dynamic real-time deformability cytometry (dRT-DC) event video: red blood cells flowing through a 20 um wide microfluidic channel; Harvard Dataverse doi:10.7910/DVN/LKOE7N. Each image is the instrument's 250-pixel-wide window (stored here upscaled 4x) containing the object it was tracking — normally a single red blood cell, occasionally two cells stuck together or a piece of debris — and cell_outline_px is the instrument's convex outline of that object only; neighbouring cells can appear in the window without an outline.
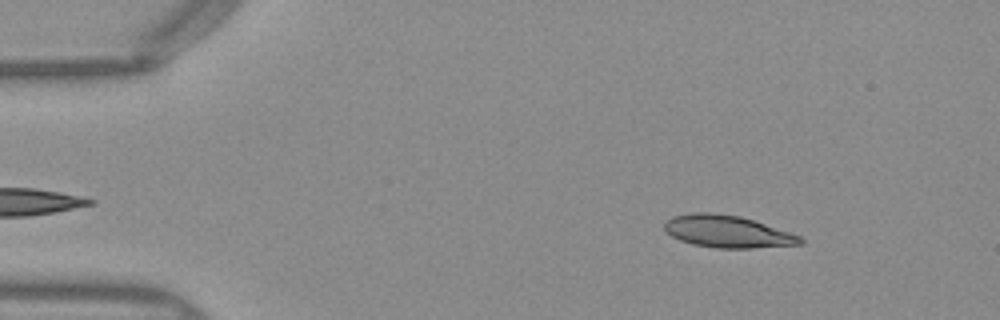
{"species": "Egyptian fruit bat (a non-hibernating species)", "species_latin": "Rousettus aegyptiacus", "temperature_condition": "warm", "stored_images_in_passage": 49, "camera_frame_rate_fps": 3000, "um_per_image_px": 0.085, "frame": {"image": 1, "passage_image": 6, "time_ms": 1.667, "image_size_px": [1000, 320], "cell_outline_px": [[804, 244], [752, 248], [716, 248], [692, 244], [680, 240], [672, 236], [664, 228], [664, 224], [672, 216], [692, 212], [712, 212], [740, 216], [800, 236], [804, 240]], "centroid_in_image_um": [61.81, 19.68], "position_along_channel_um": 23.2, "area_um2": 25.32}}
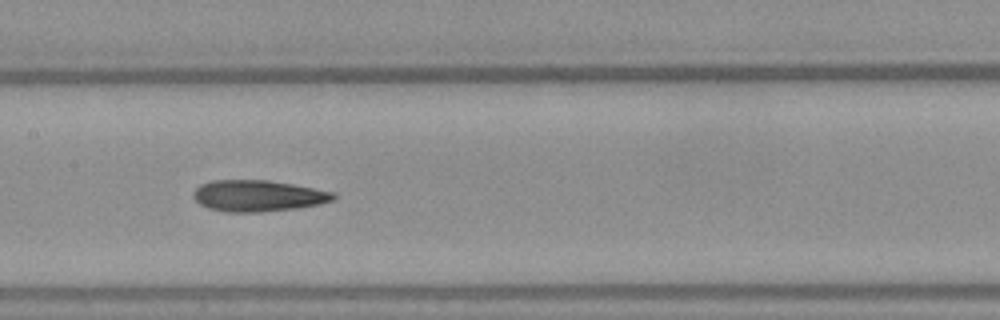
{"frame": {"image": 2, "passage_image": 24, "time_ms": 7.667, "image_size_px": [1000, 320], "cell_outline_px": [[336, 196], [332, 200], [320, 204], [296, 208], [260, 212], [224, 212], [208, 208], [200, 204], [192, 196], [192, 192], [200, 184], [212, 180], [268, 180], [292, 184], [336, 192]], "centroid_in_image_um": [21.91, 16.64], "position_along_channel_um": 185.5, "area_um2": 25.66}}
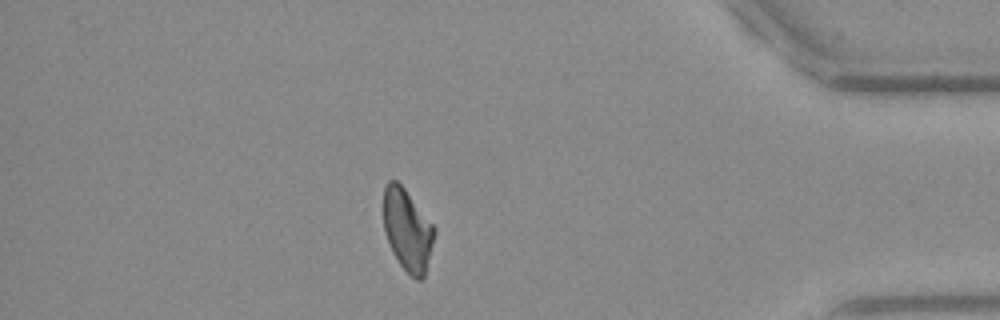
{"frame": {"image": 3, "passage_image": 43, "time_ms": 14.0, "image_size_px": [1000, 320], "cell_outline_px": [[436, 232], [424, 276], [420, 280], [416, 280], [400, 264], [392, 252], [384, 232], [384, 188], [388, 180], [396, 180], [404, 188], [436, 228]], "centroid_in_image_um": [34.63, 19.54], "position_along_channel_um": 400.6, "area_um2": 24.04}, "authors_computed_cell_mechanics": {"area_um2": 25.0852, "velocity_mm_per_s": 4.0075, "shape_relaxation_time_tau1_ms": null, "shape_relaxation_time_tau2_ms": 5.9462, "deformation_change_tau1": null, "deformation_change_tau2": 0.1344}}